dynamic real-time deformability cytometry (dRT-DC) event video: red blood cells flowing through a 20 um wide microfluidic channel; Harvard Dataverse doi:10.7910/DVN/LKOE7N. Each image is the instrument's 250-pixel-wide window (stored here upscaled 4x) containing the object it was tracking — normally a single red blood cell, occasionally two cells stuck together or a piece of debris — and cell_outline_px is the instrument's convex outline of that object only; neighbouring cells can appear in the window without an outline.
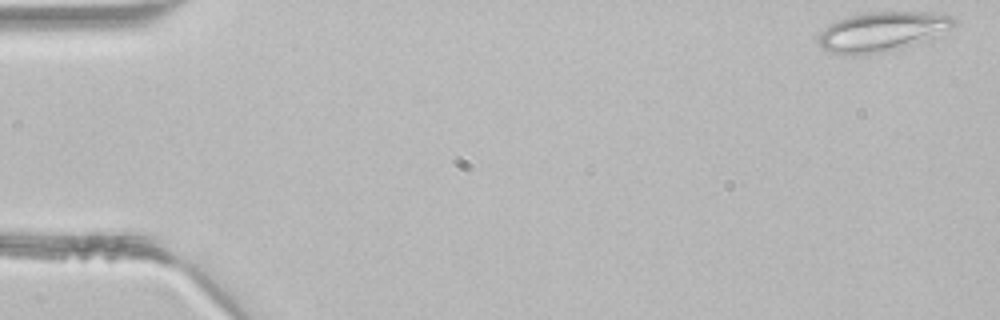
{"species": "common noctule bat (a hibernating species)", "species_latin": "Nyctalus noctula", "temperature_condition": "room temperature", "stored_images_in_passage": 3, "camera_frame_rate_fps": 3000, "um_per_image_px": 0.085, "animal": {"sex": "male", "body_mass_g": 21.5, "forearm_length_mm": 52.0}, "frame": {"image": 1, "passage_image": 1, "time_ms": 0.0, "image_size_px": [1000, 320], "cell_outline_px": [[956, 24], [952, 28], [912, 44], [884, 52], [856, 56], [844, 56], [820, 48], [820, 32], [824, 28], [848, 16], [864, 12], [924, 12], [952, 16], [956, 20]], "centroid_in_image_um": [74.94, 2.69], "position_along_channel_um": 10.1, "area_um2": 30.81}}